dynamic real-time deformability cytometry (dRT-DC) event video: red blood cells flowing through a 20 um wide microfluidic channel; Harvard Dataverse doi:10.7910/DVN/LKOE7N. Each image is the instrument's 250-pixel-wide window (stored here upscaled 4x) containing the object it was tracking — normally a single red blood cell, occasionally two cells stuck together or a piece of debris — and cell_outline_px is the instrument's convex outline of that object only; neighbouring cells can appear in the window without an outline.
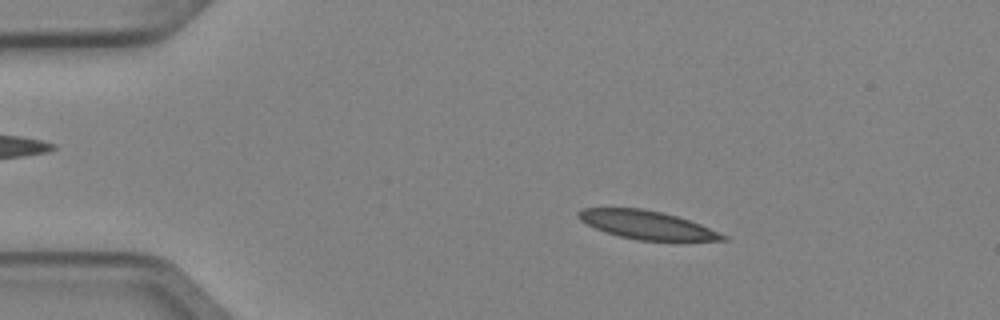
{"species": "Egyptian fruit bat (a non-hibernating species)", "species_latin": "Rousettus aegyptiacus", "temperature_condition": "cold", "stored_images_in_passage": 4, "camera_frame_rate_fps": 3000, "um_per_image_px": 0.085, "animal": {"sex": "female"}, "frame": {"image": 1, "passage_image": 1, "time_ms": 0.0, "image_size_px": [1000, 320], "cell_outline_px": [[728, 240], [636, 240], [620, 236], [596, 228], [580, 220], [576, 216], [576, 212], [584, 208], [640, 208], [660, 212], [676, 216], [700, 224], [728, 236]], "centroid_in_image_um": [54.96, 19.11], "position_along_channel_um": 30.0, "area_um2": 23.41}}
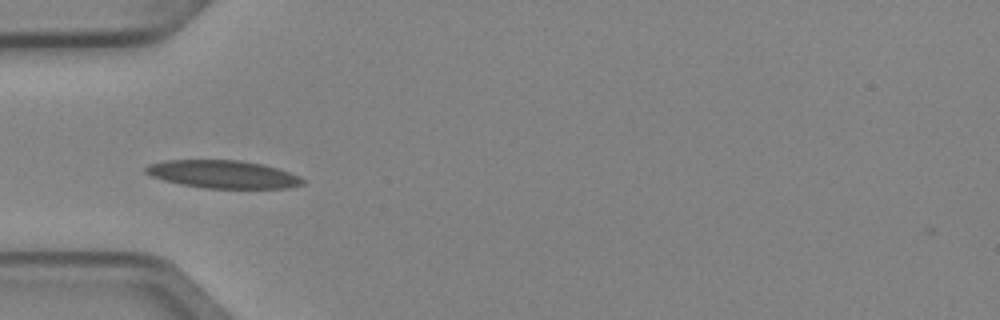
{"frame": {"image": 2, "passage_image": 3, "time_ms": 0.667, "image_size_px": [1000, 320], "cell_outline_px": [[304, 184], [288, 188], [204, 188], [180, 184], [164, 180], [152, 176], [144, 172], [144, 168], [148, 164], [164, 160], [240, 160], [264, 164], [300, 176], [304, 180]], "centroid_in_image_um": [18.94, 14.81], "position_along_channel_um": 66.1, "area_um2": 25.55}}
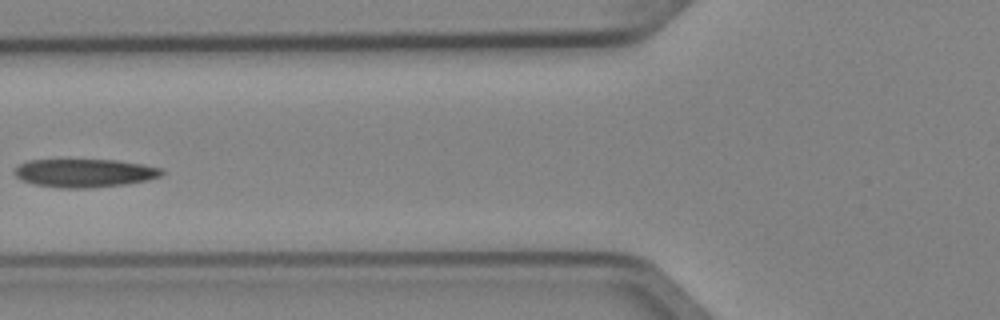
{"frame": {"image": 3, "passage_image": 4, "time_ms": 1.0, "image_size_px": [1000, 320], "cell_outline_px": [[164, 172], [160, 176], [148, 180], [124, 184], [92, 188], [60, 188], [36, 184], [20, 180], [12, 172], [20, 164], [28, 160], [116, 160], [144, 164], [164, 168]], "centroid_in_image_um": [7.21, 14.7], "position_along_channel_um": 118.6, "area_um2": 24.39}}